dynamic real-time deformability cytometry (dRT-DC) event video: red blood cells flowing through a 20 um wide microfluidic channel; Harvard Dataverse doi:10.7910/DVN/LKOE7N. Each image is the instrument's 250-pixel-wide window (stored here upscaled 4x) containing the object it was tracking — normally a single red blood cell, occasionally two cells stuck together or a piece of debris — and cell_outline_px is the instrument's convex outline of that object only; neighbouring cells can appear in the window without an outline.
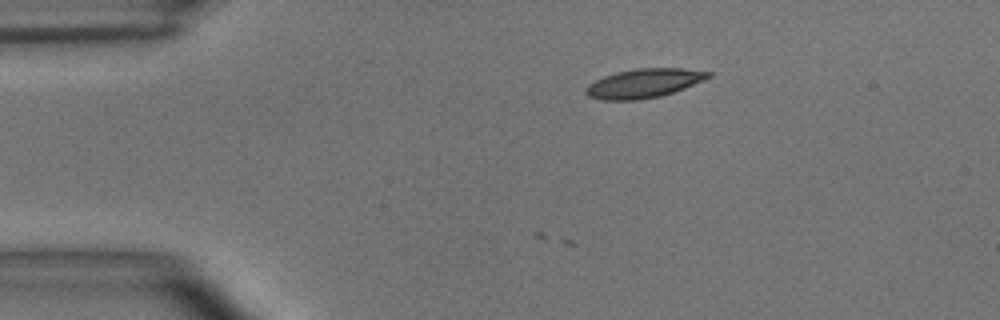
{"species": "common noctule bat (a hibernating species)", "species_latin": "Nyctalus noctula", "temperature_condition": "room temperature", "stored_images_in_passage": 2, "camera_frame_rate_fps": 3000, "um_per_image_px": 0.085, "animal": {"sex": "male", "body_mass_g": 15.6}, "frame": {"image": 1, "passage_image": 2, "time_ms": 0.333, "image_size_px": [1000, 320], "cell_outline_px": [[712, 76], [704, 80], [684, 88], [660, 96], [636, 100], [600, 100], [588, 96], [584, 92], [588, 84], [604, 76], [616, 72], [636, 68], [684, 68], [712, 72]], "centroid_in_image_um": [54.72, 7.07], "position_along_channel_um": 30.3, "area_um2": 20.75}}